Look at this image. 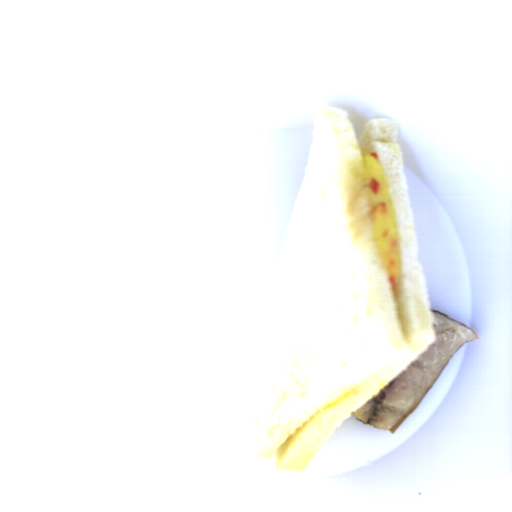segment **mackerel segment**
<instances>
[{"mask_svg": "<svg viewBox=\"0 0 512 512\" xmlns=\"http://www.w3.org/2000/svg\"><path fill=\"white\" fill-rule=\"evenodd\" d=\"M431 312L436 333L434 344L351 416L372 428L395 432L462 345L479 339L472 328L435 309Z\"/></svg>", "mask_w": 512, "mask_h": 512, "instance_id": "mackerel-segment-1", "label": "mackerel segment"}]
</instances>
